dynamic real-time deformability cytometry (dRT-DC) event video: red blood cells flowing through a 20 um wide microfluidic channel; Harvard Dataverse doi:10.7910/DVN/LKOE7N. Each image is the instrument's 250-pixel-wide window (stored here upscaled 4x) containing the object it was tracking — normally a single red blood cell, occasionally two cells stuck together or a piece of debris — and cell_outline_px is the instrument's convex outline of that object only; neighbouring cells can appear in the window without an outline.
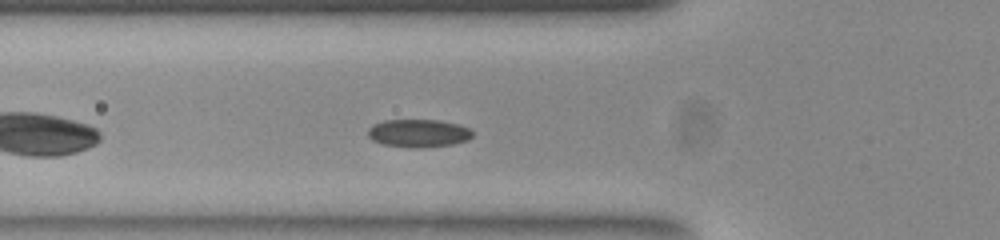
{"species": "common noctule bat (a hibernating species)", "species_latin": "Nyctalus noctula", "temperature_condition": "room temperature", "stored_images_in_passage": 31, "camera_frame_rate_fps": 3000, "um_per_image_px": 0.085, "animal": {"sex": "female", "body_mass_g": 23.0, "forearm_length_mm": 53.4}, "frame": {"image": 1, "passage_image": 5, "time_ms": 1.333, "image_size_px": [1000, 240], "cell_outline_px": [[472, 136], [468, 140], [452, 144], [424, 148], [408, 148], [384, 144], [372, 140], [368, 136], [368, 128], [372, 124], [384, 120], [436, 120], [456, 124], [468, 128], [472, 132]], "centroid_in_image_um": [35.53, 11.33], "position_along_channel_um": 90.3, "area_um2": 17.05}, "authors_computed_cell_mechanics": {"area_um2": 16.8198, "velocity_mm_per_s": 3.867, "shape_relaxation_time_tau1_ms": 3.8237, "shape_relaxation_time_tau2_ms": 6.3219, "deformation_change_tau1": 0.1296, "deformation_change_tau2": 0.1027}}